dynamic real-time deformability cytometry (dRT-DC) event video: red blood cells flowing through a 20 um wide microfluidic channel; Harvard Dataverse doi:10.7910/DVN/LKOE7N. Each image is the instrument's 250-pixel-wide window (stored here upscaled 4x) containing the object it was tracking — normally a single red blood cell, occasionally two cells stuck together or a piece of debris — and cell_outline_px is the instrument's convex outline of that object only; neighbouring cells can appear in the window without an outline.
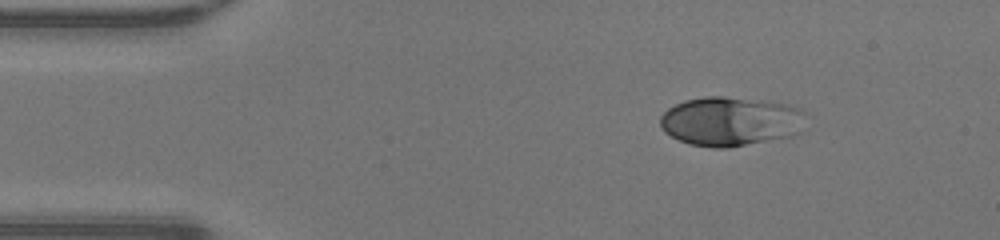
{"species": "human", "species_latin": "Homo sapiens", "temperature_condition": "warm", "stored_images_in_passage": 41, "camera_frame_rate_fps": 3000, "um_per_image_px": 0.085, "donor": {"sex": "male"}, "frame": {"image": 1, "passage_image": 1, "time_ms": 0.0, "image_size_px": [1000, 240], "cell_outline_px": [[804, 112], [800, 132], [792, 136], [728, 148], [712, 148], [688, 144], [664, 132], [660, 128], [660, 116], [668, 108], [684, 100], [704, 96], [724, 96], [788, 104], [800, 108]], "centroid_in_image_um": [62.06, 10.32], "position_along_channel_um": 22.9, "area_um2": 41.91}}
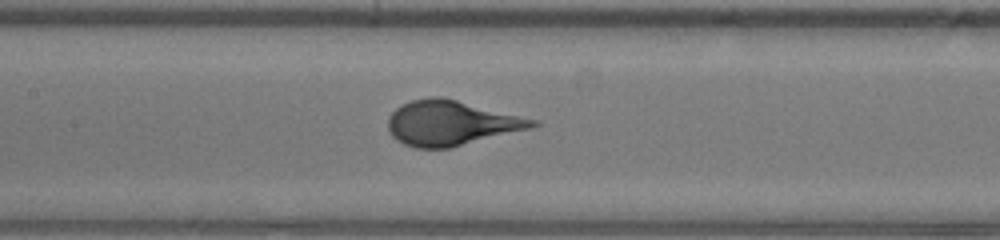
{"frame": {"image": 2, "passage_image": 16, "time_ms": 5.0, "image_size_px": [1000, 240], "cell_outline_px": [[540, 124], [532, 128], [452, 148], [416, 148], [404, 144], [396, 140], [388, 132], [388, 116], [396, 108], [412, 100], [432, 96], [440, 96], [540, 120]], "centroid_in_image_um": [38.36, 10.47], "position_along_channel_um": 169.0, "area_um2": 38.03}}
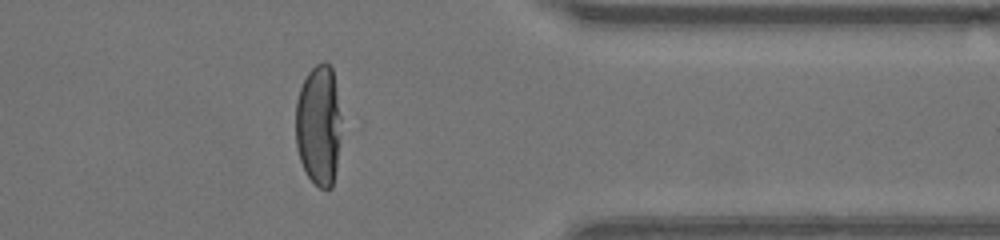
{"frame": {"image": 3, "passage_image": 32, "time_ms": 10.333, "image_size_px": [1000, 240], "cell_outline_px": [[340, 120], [336, 168], [332, 188], [320, 188], [308, 176], [300, 160], [296, 148], [296, 100], [300, 88], [308, 72], [316, 64], [324, 60], [332, 68], [340, 116]], "centroid_in_image_um": [27.06, 10.63], "position_along_channel_um": 384.3, "area_um2": 31.67}}